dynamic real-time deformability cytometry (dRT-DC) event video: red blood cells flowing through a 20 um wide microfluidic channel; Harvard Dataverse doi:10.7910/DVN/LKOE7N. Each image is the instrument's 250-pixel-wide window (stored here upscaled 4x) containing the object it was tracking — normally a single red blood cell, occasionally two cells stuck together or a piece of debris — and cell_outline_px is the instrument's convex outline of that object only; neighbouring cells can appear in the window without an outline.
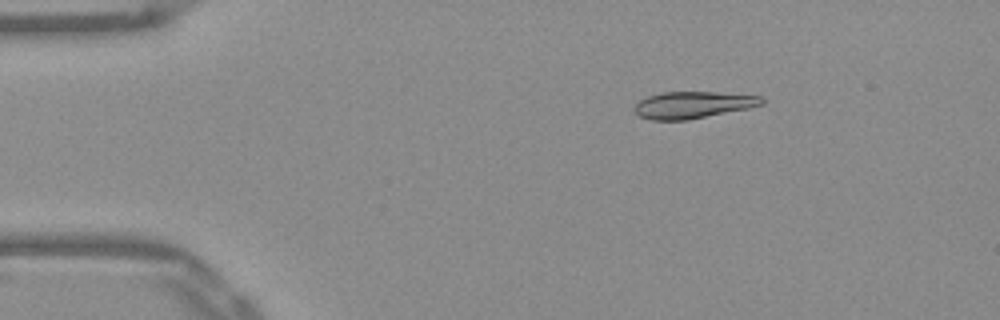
{"species": "Egyptian fruit bat (a non-hibernating species)", "species_latin": "Rousettus aegyptiacus", "temperature_condition": "warm", "stored_images_in_passage": 44, "camera_frame_rate_fps": 3000, "um_per_image_px": 0.085, "frame": {"image": 1, "passage_image": 1, "time_ms": 0.0, "image_size_px": [1000, 320], "cell_outline_px": [[764, 104], [748, 108], [688, 120], [652, 120], [640, 116], [632, 108], [640, 100], [648, 96], [660, 92], [716, 92], [760, 96], [764, 100]], "centroid_in_image_um": [58.88, 8.91], "position_along_channel_um": 26.1, "area_um2": 19.83}}
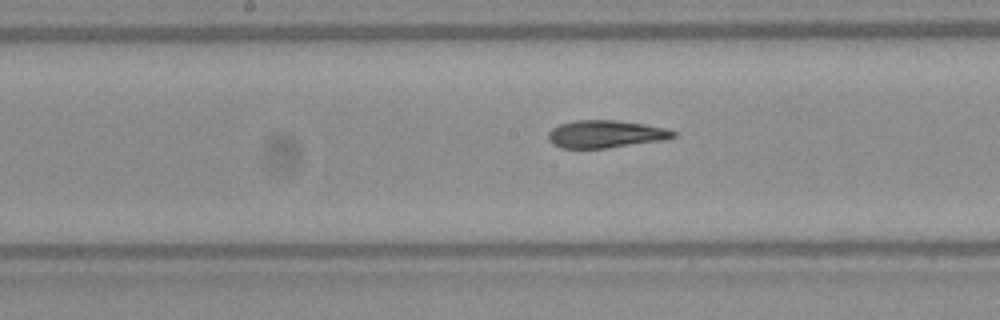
{"frame": {"image": 2, "passage_image": 19, "time_ms": 6.0, "image_size_px": [1000, 320], "cell_outline_px": [[676, 136], [664, 140], [604, 148], [560, 148], [552, 144], [548, 140], [548, 132], [552, 128], [560, 124], [572, 120], [616, 120], [644, 124], [668, 128], [676, 132]], "centroid_in_image_um": [51.46, 11.39], "position_along_channel_um": 196.7, "area_um2": 20.17}}
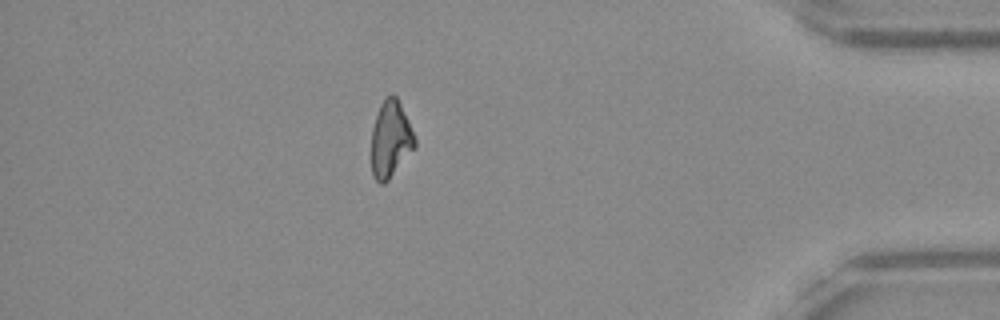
{"frame": {"image": 3, "passage_image": 38, "time_ms": 12.333, "image_size_px": [1000, 320], "cell_outline_px": [[416, 148], [388, 180], [384, 184], [380, 184], [372, 176], [372, 128], [380, 104], [392, 92], [396, 96], [408, 120], [416, 140]], "centroid_in_image_um": [33.2, 11.86], "position_along_channel_um": 402.0, "area_um2": 19.36}, "authors_computed_cell_mechanics": {"area_um2": 20.2878, "velocity_mm_per_s": 3.9081, "shape_relaxation_time_tau1_ms": null, "shape_relaxation_time_tau2_ms": 4.0869, "deformation_change_tau1": null, "deformation_change_tau2": 0.103}}